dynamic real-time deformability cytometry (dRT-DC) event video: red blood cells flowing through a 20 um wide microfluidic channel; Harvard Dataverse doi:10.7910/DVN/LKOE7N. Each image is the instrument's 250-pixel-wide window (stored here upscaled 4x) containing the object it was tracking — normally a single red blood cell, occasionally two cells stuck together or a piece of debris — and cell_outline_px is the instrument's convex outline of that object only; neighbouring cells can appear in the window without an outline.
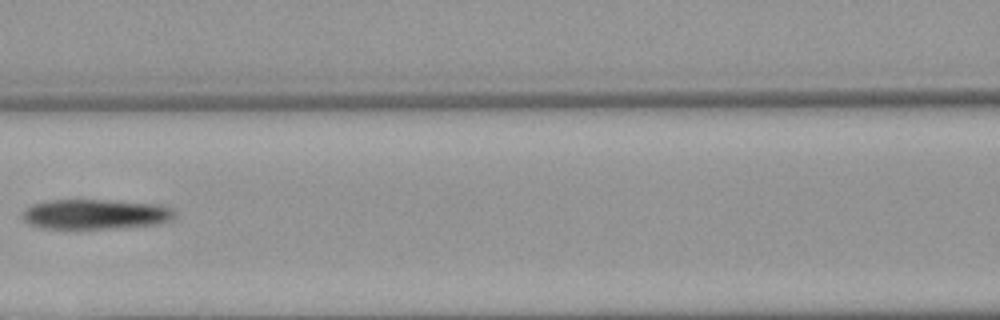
{"species": "Egyptian fruit bat (a non-hibernating species)", "species_latin": "Rousettus aegyptiacus", "temperature_condition": "warm", "stored_images_in_passage": 7, "camera_frame_rate_fps": 3000, "um_per_image_px": 0.085, "animal": {"sex": "female"}, "frame": {"image": 1, "passage_image": 6, "time_ms": 7.0, "image_size_px": [1000, 320], "cell_outline_px": [[176, 212], [172, 220], [160, 224], [76, 232], [68, 232], [40, 228], [28, 224], [20, 216], [32, 204], [48, 200], [104, 200], [160, 204], [172, 208]], "centroid_in_image_um": [8.06, 18.27], "position_along_channel_um": 158.5, "area_um2": 27.98}}
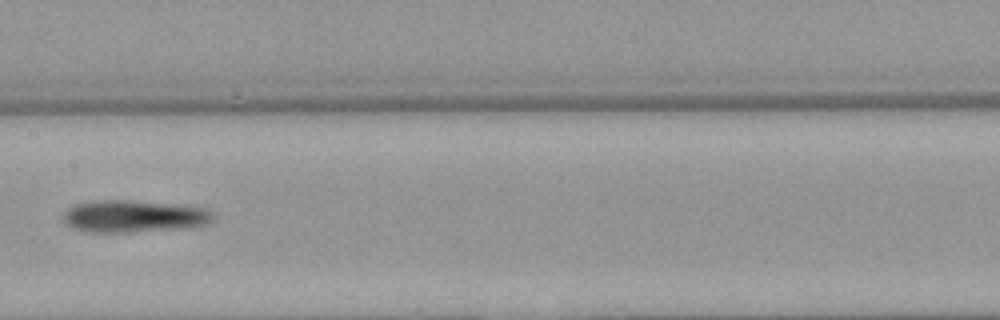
{"frame": {"image": 2, "passage_image": 7, "time_ms": 8.0, "image_size_px": [1000, 320], "cell_outline_px": [[216, 216], [212, 220], [204, 224], [188, 228], [132, 232], [84, 232], [72, 228], [64, 220], [64, 212], [68, 208], [76, 204], [100, 200], [128, 200], [184, 204], [204, 208], [212, 212]], "centroid_in_image_um": [11.42, 18.38], "position_along_channel_um": 196.0, "area_um2": 28.38}}